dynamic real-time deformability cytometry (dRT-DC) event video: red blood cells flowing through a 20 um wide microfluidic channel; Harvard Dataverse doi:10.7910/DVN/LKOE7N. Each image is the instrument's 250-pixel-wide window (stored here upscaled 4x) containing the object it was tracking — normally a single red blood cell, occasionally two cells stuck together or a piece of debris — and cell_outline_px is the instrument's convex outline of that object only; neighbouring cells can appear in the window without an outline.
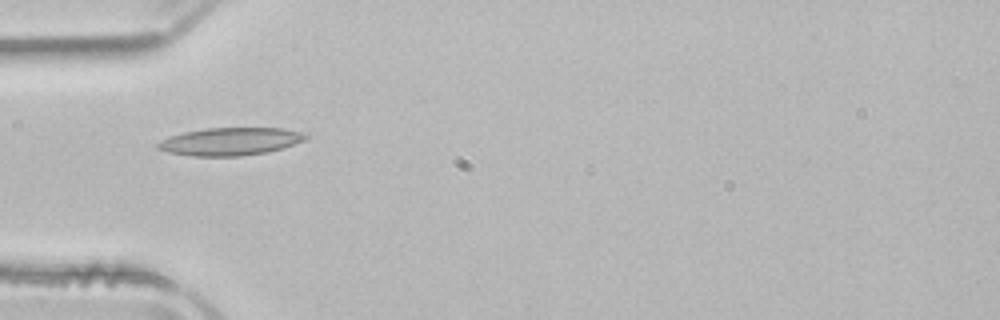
{"species": "common noctule bat (a hibernating species)", "species_latin": "Nyctalus noctula", "temperature_condition": "room temperature", "stored_images_in_passage": 36, "camera_frame_rate_fps": 3000, "um_per_image_px": 0.085, "animal": {"sex": "male", "body_mass_g": 21.5, "forearm_length_mm": 52.0}, "frame": {"image": 1, "passage_image": 1, "time_ms": 0.0, "image_size_px": [1000, 320], "cell_outline_px": [[308, 136], [304, 140], [268, 152], [240, 156], [192, 156], [168, 152], [156, 148], [156, 144], [160, 140], [184, 132], [204, 128], [284, 128], [304, 132]], "centroid_in_image_um": [19.55, 12.02], "position_along_channel_um": 65.4, "area_um2": 23.81}}
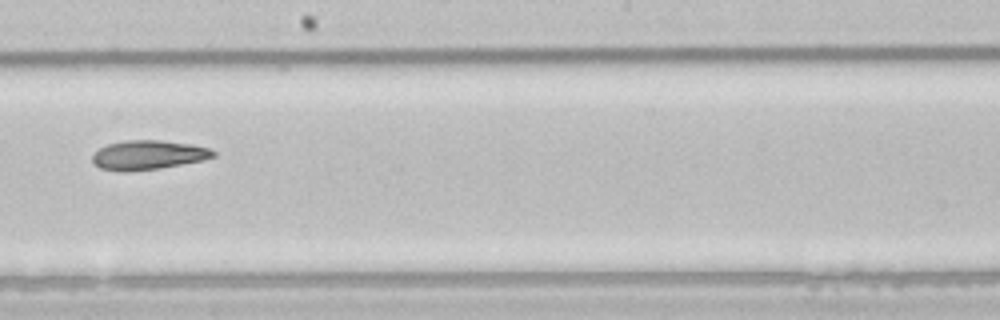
{"frame": {"image": 2, "passage_image": 14, "time_ms": 4.333, "image_size_px": [1000, 320], "cell_outline_px": [[216, 156], [204, 160], [160, 168], [100, 168], [92, 160], [92, 156], [100, 148], [108, 144], [124, 140], [160, 140], [192, 144], [208, 148], [216, 152]], "centroid_in_image_um": [12.7, 13.12], "position_along_channel_um": 235.5, "area_um2": 19.71}}
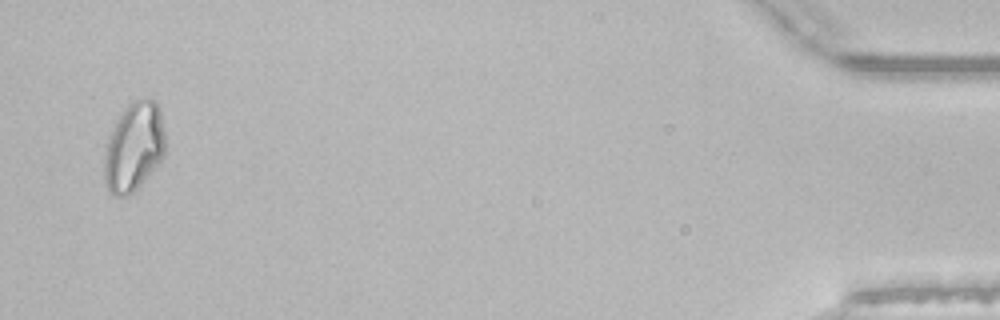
{"frame": {"image": 3, "passage_image": 35, "time_ms": 11.333, "image_size_px": [1000, 320], "cell_outline_px": [[164, 156], [144, 180], [128, 196], [116, 196], [108, 192], [104, 184], [104, 152], [108, 140], [116, 120], [124, 108], [132, 100], [156, 100], [160, 108], [164, 132]], "centroid_in_image_um": [11.36, 12.5], "position_along_channel_um": 423.8, "area_um2": 31.5}, "authors_computed_cell_mechanics": {"area_um2": 21.3571, "velocity_mm_per_s": 3.9337, "shape_relaxation_time_tau1_ms": null, "shape_relaxation_time_tau2_ms": 6.0112, "deformation_change_tau1": null, "deformation_change_tau2": 0.1478}}